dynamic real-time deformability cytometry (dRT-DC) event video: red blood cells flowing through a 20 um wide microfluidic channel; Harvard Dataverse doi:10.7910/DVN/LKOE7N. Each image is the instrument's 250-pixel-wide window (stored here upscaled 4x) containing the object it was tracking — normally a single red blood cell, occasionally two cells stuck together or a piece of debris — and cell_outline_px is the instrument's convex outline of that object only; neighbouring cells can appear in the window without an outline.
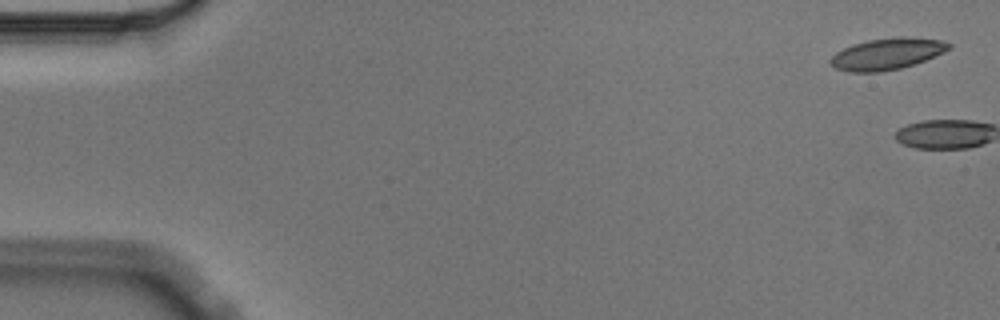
{"species": "Egyptian fruit bat (a non-hibernating species)", "species_latin": "Rousettus aegyptiacus", "temperature_condition": "cold", "stored_images_in_passage": 6, "camera_frame_rate_fps": 3000, "um_per_image_px": 0.085, "animal": {"sex": "male"}, "frame": {"image": 1, "passage_image": 1, "time_ms": 0.0, "image_size_px": [1000, 320], "cell_outline_px": [[952, 48], [944, 52], [916, 64], [900, 68], [880, 72], [848, 72], [836, 68], [828, 64], [828, 60], [836, 52], [852, 44], [868, 40], [900, 36], [908, 36], [940, 40], [952, 44]], "centroid_in_image_um": [75.39, 4.58], "position_along_channel_um": 9.6, "area_um2": 21.96}}